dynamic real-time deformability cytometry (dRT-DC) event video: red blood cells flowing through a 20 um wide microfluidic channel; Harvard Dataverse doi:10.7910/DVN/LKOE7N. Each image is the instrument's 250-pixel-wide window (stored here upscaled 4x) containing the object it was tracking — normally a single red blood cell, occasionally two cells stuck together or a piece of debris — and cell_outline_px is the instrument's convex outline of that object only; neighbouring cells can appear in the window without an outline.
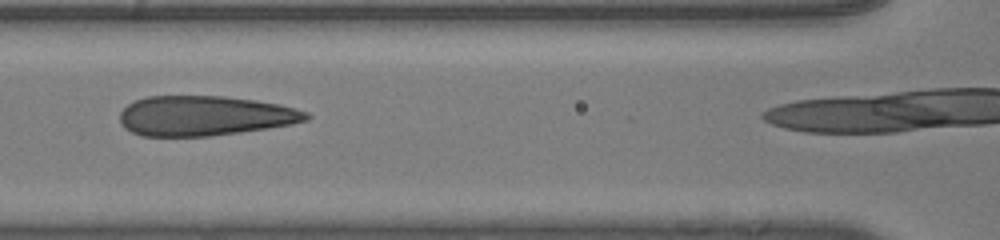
{"species": "human", "species_latin": "Homo sapiens", "temperature_condition": "room temperature", "stored_images_in_passage": 44, "camera_frame_rate_fps": 3000, "um_per_image_px": 0.085, "donor": {"sex": "male"}, "frame": {"image": 1, "passage_image": 24, "time_ms": 7.667, "image_size_px": [1000, 240], "cell_outline_px": [[312, 116], [308, 120], [292, 124], [268, 128], [240, 132], [208, 136], [140, 136], [124, 128], [120, 120], [120, 112], [128, 104], [136, 100], [148, 96], [224, 96], [256, 100], [280, 104], [296, 108], [308, 112]], "centroid_in_image_um": [17.42, 9.84], "position_along_channel_um": 149.2, "area_um2": 43.52}}
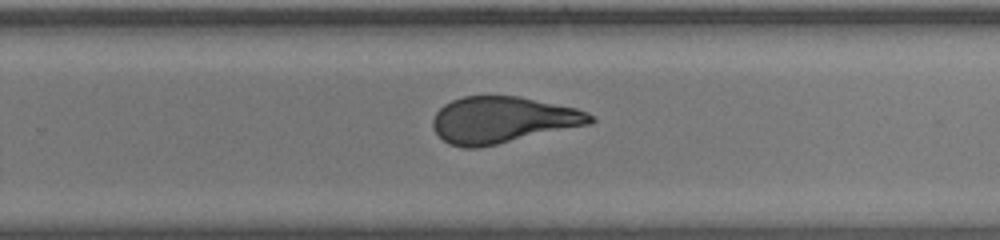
{"frame": {"image": 2, "passage_image": 34, "time_ms": 11.0, "image_size_px": [1000, 240], "cell_outline_px": [[596, 120], [592, 124], [480, 148], [464, 148], [448, 144], [432, 128], [432, 120], [436, 112], [444, 104], [452, 100], [464, 96], [520, 96], [576, 108], [588, 112]], "centroid_in_image_um": [42.73, 10.2], "position_along_channel_um": 287.1, "area_um2": 42.95}}
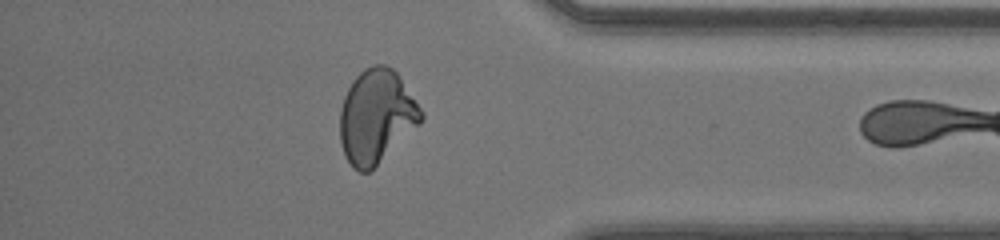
{"frame": {"image": 3, "passage_image": 43, "time_ms": 14.0, "image_size_px": [1000, 240], "cell_outline_px": [[424, 116], [420, 124], [368, 172], [360, 172], [352, 168], [344, 156], [340, 144], [340, 112], [344, 96], [352, 80], [364, 68], [372, 64], [384, 64], [392, 68], [396, 72], [424, 112]], "centroid_in_image_um": [31.97, 9.89], "position_along_channel_um": 403.2, "area_um2": 44.22}}